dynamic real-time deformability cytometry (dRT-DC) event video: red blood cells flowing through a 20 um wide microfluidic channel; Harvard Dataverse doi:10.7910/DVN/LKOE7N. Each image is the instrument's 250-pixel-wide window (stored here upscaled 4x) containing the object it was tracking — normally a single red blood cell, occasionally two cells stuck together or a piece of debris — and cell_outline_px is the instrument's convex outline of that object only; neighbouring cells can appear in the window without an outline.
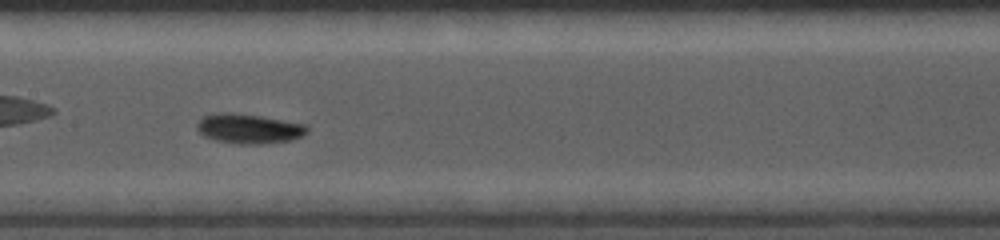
{"species": "common noctule bat (a hibernating species)", "species_latin": "Nyctalus noctula", "temperature_condition": "cold", "stored_images_in_passage": 55, "camera_frame_rate_fps": 5000, "um_per_image_px": 0.085, "animal": {"sex": "female", "body_mass_g": 19.0, "forearm_length_mm": 56.7}, "frame": {"image": 1, "passage_image": 31, "time_ms": 6.0, "image_size_px": [1000, 240], "cell_outline_px": [[308, 132], [292, 140], [260, 144], [240, 144], [216, 140], [204, 136], [196, 128], [196, 124], [204, 116], [216, 112], [232, 112], [260, 116], [308, 124]], "centroid_in_image_um": [21.16, 10.92], "position_along_channel_um": 186.2, "area_um2": 19.13}}
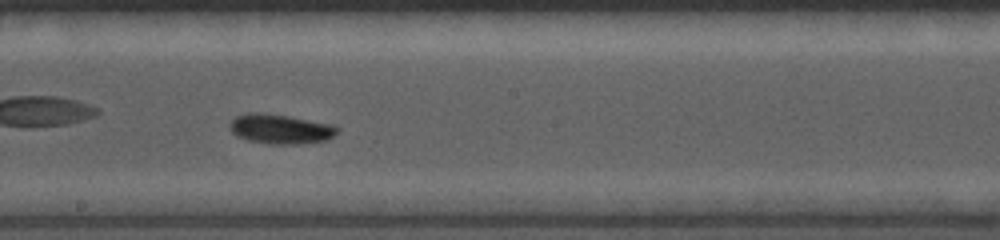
{"frame": {"image": 2, "passage_image": 35, "time_ms": 6.8, "image_size_px": [1000, 240], "cell_outline_px": [[340, 132], [328, 140], [296, 144], [272, 144], [248, 140], [236, 136], [228, 128], [228, 124], [236, 116], [248, 112], [256, 112], [288, 116], [332, 124], [340, 128]], "centroid_in_image_um": [23.84, 10.96], "position_along_channel_um": 224.4, "area_um2": 18.73}}
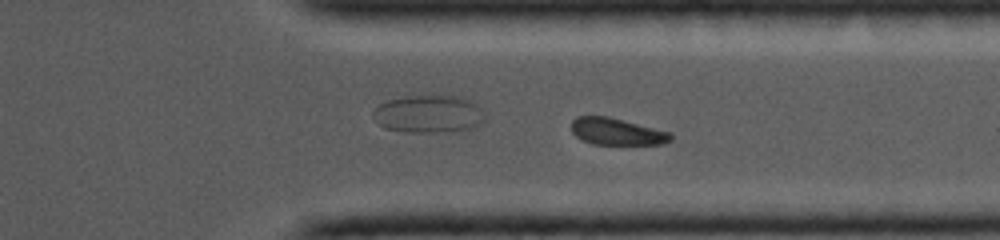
{"frame": {"image": 3, "passage_image": 49, "time_ms": 9.6, "image_size_px": [1000, 240], "cell_outline_px": [[672, 140], [664, 144], [592, 144], [576, 136], [572, 132], [572, 120], [576, 116], [608, 116], [672, 132]], "centroid_in_image_um": [52.46, 11.18], "position_along_channel_um": 358.9, "area_um2": 15.61}}